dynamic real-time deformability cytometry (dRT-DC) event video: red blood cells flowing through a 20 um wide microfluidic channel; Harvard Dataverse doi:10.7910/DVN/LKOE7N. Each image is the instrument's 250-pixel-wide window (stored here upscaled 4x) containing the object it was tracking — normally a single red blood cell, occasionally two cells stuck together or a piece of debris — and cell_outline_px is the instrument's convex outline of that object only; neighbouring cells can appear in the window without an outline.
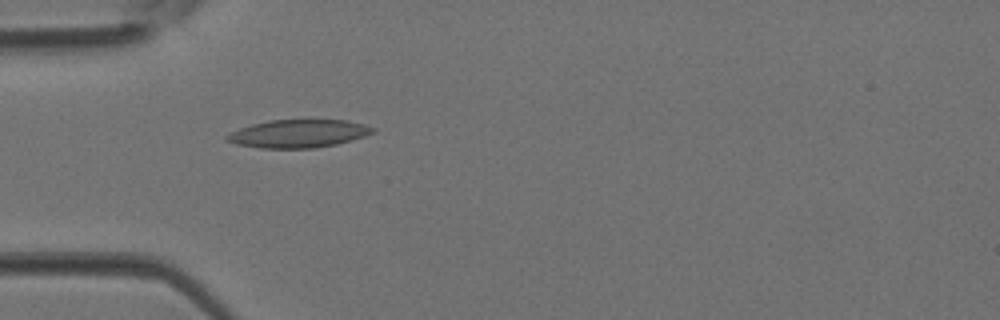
{"species": "Egyptian fruit bat (a non-hibernating species)", "species_latin": "Rousettus aegyptiacus", "temperature_condition": "room temperature", "stored_images_in_passage": 26, "camera_frame_rate_fps": 3000, "um_per_image_px": 0.085, "animal": {"sex": "female"}, "frame": {"image": 1, "passage_image": 1, "time_ms": 0.0, "image_size_px": [1000, 320], "cell_outline_px": [[376, 132], [352, 140], [336, 144], [316, 148], [260, 148], [236, 144], [224, 140], [224, 136], [240, 128], [252, 124], [268, 120], [348, 120], [364, 124], [376, 128]], "centroid_in_image_um": [25.37, 11.36], "position_along_channel_um": 59.6, "area_um2": 23.93}}
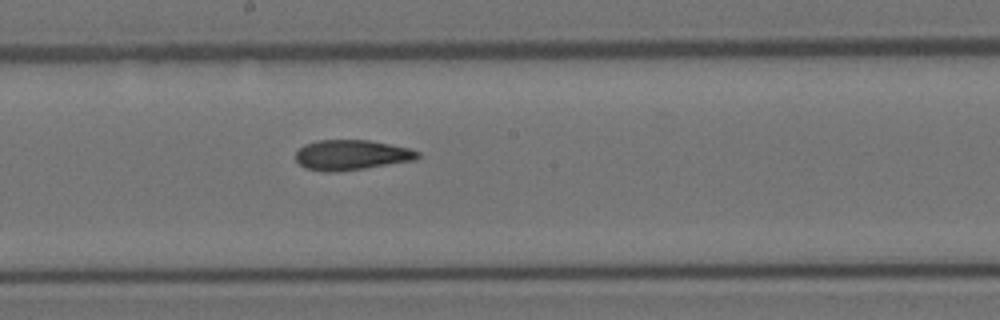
{"frame": {"image": 2, "passage_image": 11, "time_ms": 3.333, "image_size_px": [1000, 320], "cell_outline_px": [[420, 156], [416, 160], [364, 168], [336, 172], [324, 172], [304, 168], [296, 160], [296, 152], [304, 144], [316, 140], [368, 140], [408, 148], [420, 152]], "centroid_in_image_um": [29.85, 13.18], "position_along_channel_um": 218.4, "area_um2": 21.44}}
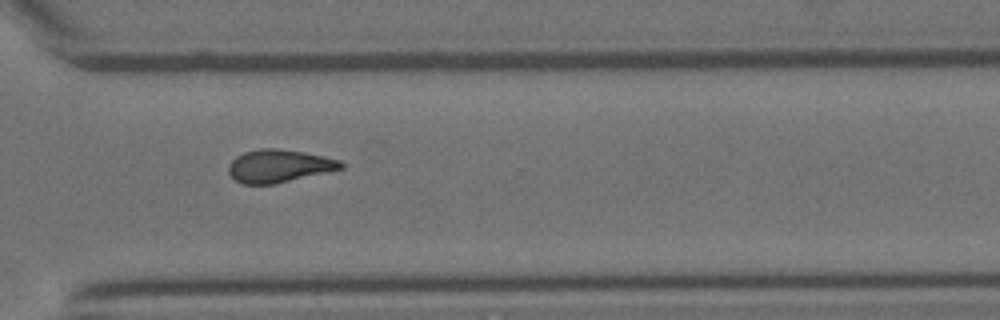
{"frame": {"image": 3, "passage_image": 19, "time_ms": 6.0, "image_size_px": [1000, 320], "cell_outline_px": [[344, 168], [272, 184], [244, 184], [236, 180], [228, 172], [228, 164], [236, 156], [244, 152], [260, 148], [276, 148], [304, 152], [324, 156], [340, 160], [344, 164]], "centroid_in_image_um": [23.7, 14.09], "position_along_channel_um": 346.9, "area_um2": 21.33}}